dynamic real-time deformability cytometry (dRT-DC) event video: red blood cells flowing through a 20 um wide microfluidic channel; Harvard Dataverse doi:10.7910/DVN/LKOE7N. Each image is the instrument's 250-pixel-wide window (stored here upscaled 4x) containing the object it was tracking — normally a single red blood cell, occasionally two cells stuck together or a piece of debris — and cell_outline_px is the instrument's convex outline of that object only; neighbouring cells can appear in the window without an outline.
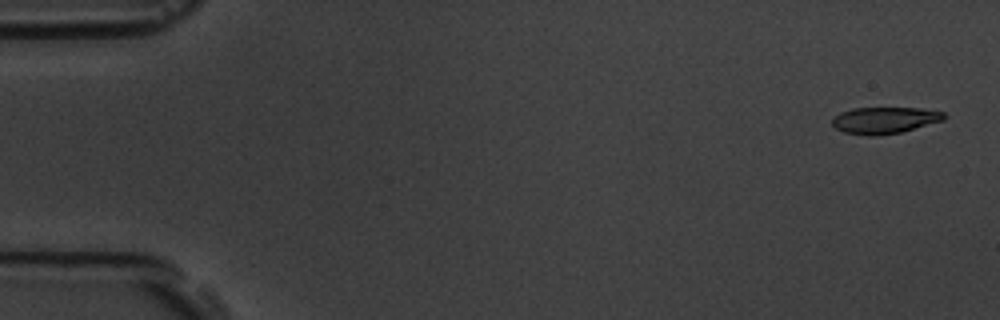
{"species": "common noctule bat (a hibernating species)", "species_latin": "Nyctalus noctula", "temperature_condition": "room temperature", "stored_images_in_passage": 5, "camera_frame_rate_fps": 3000, "um_per_image_px": 0.085, "animal": {"sex": "male", "body_mass_g": 19.5, "forearm_length_mm": 54.6}, "frame": {"image": 1, "passage_image": 1, "time_ms": 0.0, "image_size_px": [1000, 320], "cell_outline_px": [[948, 116], [944, 120], [900, 132], [876, 136], [868, 136], [844, 132], [836, 128], [832, 124], [832, 116], [840, 112], [852, 108], [920, 108], [944, 112]], "centroid_in_image_um": [75.17, 10.21], "position_along_channel_um": 9.8, "area_um2": 17.4}}